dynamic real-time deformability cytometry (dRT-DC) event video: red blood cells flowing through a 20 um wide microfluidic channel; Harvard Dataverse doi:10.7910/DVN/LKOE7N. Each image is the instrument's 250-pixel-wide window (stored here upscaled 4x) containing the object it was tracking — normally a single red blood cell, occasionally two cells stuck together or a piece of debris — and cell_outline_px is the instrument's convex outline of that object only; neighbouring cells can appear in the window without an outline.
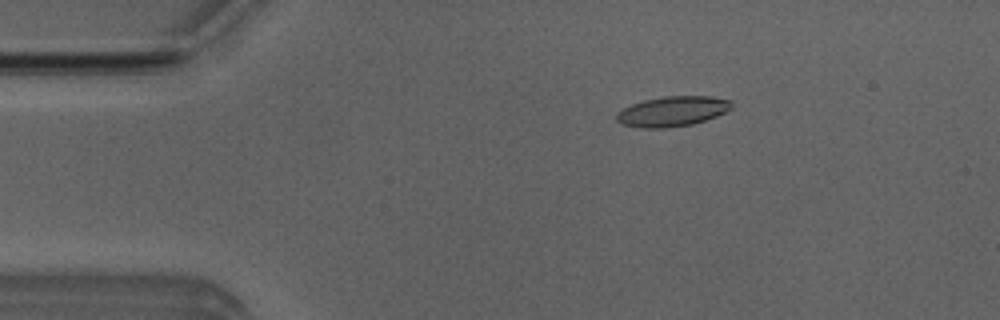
{"species": "Egyptian fruit bat (a non-hibernating species)", "species_latin": "Rousettus aegyptiacus", "temperature_condition": "room temperature", "stored_images_in_passage": 53, "camera_frame_rate_fps": 3000, "um_per_image_px": 0.085, "animal": {"sex": "male"}, "frame": {"image": 1, "passage_image": 9, "time_ms": 2.667, "image_size_px": [1000, 320], "cell_outline_px": [[732, 108], [716, 116], [692, 124], [664, 128], [640, 128], [620, 124], [616, 120], [616, 112], [632, 104], [644, 100], [664, 96], [712, 96], [732, 100]], "centroid_in_image_um": [57.14, 9.46], "position_along_channel_um": 27.9, "area_um2": 20.23}}
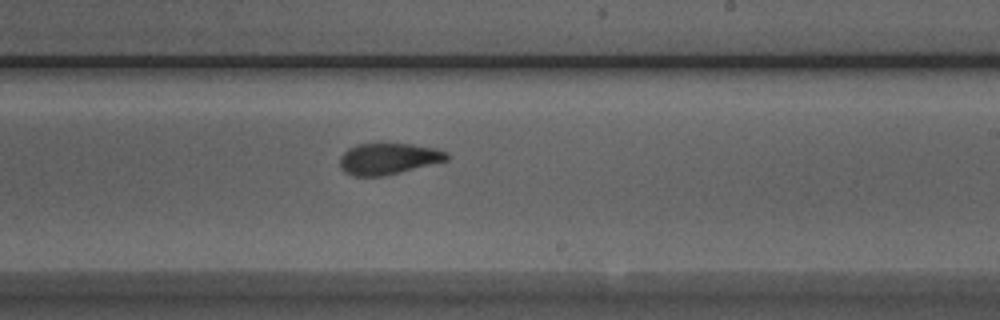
{"frame": {"image": 2, "passage_image": 31, "time_ms": 10.0, "image_size_px": [1000, 320], "cell_outline_px": [[448, 160], [384, 176], [352, 176], [344, 172], [340, 168], [340, 156], [348, 148], [356, 144], [380, 140], [412, 144], [436, 148], [448, 152]], "centroid_in_image_um": [32.97, 13.44], "position_along_channel_um": 256.0, "area_um2": 20.35}}
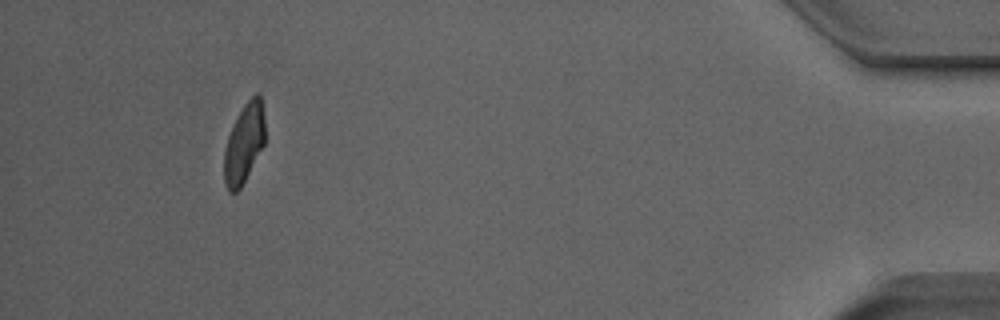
{"frame": {"image": 3, "passage_image": 49, "time_ms": 16.0, "image_size_px": [1000, 320], "cell_outline_px": [[264, 144], [240, 188], [236, 192], [228, 192], [224, 180], [224, 152], [228, 136], [244, 104], [256, 92], [260, 92], [264, 116]], "centroid_in_image_um": [20.75, 12.17], "position_along_channel_um": 414.5, "area_um2": 18.55}, "authors_computed_cell_mechanics": {"area_um2": 19.8832, "velocity_mm_per_s": 3.8634, "shape_relaxation_time_tau1_ms": 5.4122, "shape_relaxation_time_tau2_ms": 1.2298, "deformation_change_tau1": 0.194, "deformation_change_tau2": 0.0857}}